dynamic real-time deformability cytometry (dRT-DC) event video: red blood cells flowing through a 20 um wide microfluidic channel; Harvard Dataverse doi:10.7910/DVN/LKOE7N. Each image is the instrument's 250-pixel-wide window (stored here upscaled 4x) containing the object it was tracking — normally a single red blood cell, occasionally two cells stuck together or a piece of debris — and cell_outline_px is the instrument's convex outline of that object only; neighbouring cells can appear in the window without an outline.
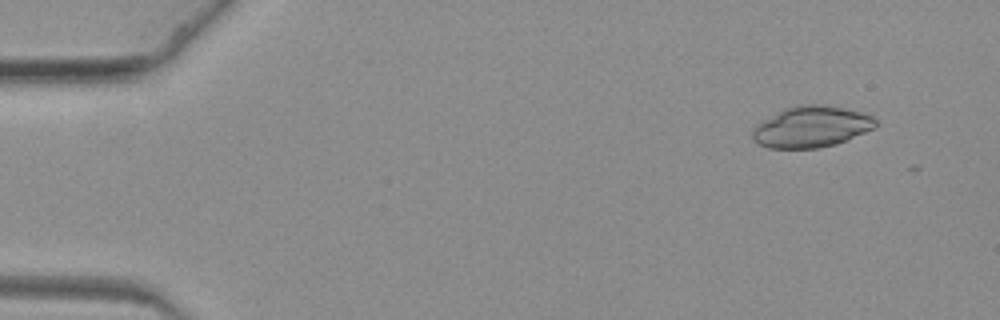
{"species": "common noctule bat (a hibernating species)", "species_latin": "Nyctalus noctula", "temperature_condition": "warm", "stored_images_in_passage": 55, "camera_frame_rate_fps": 3000, "um_per_image_px": 0.085, "animal": {"sex": "female", "body_mass_g": 19.3, "forearm_length_mm": 54.1}, "frame": {"image": 1, "passage_image": 2, "time_ms": 0.333, "image_size_px": [1000, 320], "cell_outline_px": [[876, 128], [836, 144], [820, 148], [768, 148], [756, 144], [752, 140], [752, 128], [760, 120], [784, 108], [796, 104], [828, 104], [860, 112], [872, 116], [876, 120]], "centroid_in_image_um": [68.91, 10.77], "position_along_channel_um": 16.1, "area_um2": 30.11}}